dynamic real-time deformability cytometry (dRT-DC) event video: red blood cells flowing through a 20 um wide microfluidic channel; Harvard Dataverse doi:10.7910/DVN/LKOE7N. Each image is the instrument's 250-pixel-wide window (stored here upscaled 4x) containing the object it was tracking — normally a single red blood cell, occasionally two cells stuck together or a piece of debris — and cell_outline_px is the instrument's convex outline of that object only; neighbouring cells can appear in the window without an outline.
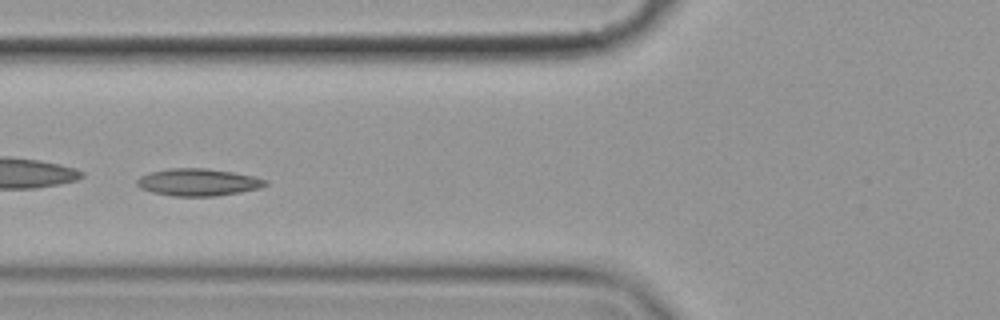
{"species": "common noctule bat (a hibernating species)", "species_latin": "Nyctalus noctula", "temperature_condition": "cold", "stored_images_in_passage": 57, "camera_frame_rate_fps": 3000, "um_per_image_px": 0.085, "animal": {"sex": "female", "body_mass_g": 19.9}, "frame": {"image": 1, "passage_image": 24, "time_ms": 7.667, "image_size_px": [1000, 320], "cell_outline_px": [[268, 184], [260, 188], [240, 192], [216, 196], [172, 196], [152, 192], [140, 188], [136, 184], [136, 180], [140, 176], [152, 172], [168, 168], [204, 168], [232, 172], [252, 176], [268, 180]], "centroid_in_image_um": [16.83, 15.49], "position_along_channel_um": 109.0, "area_um2": 20.35}}
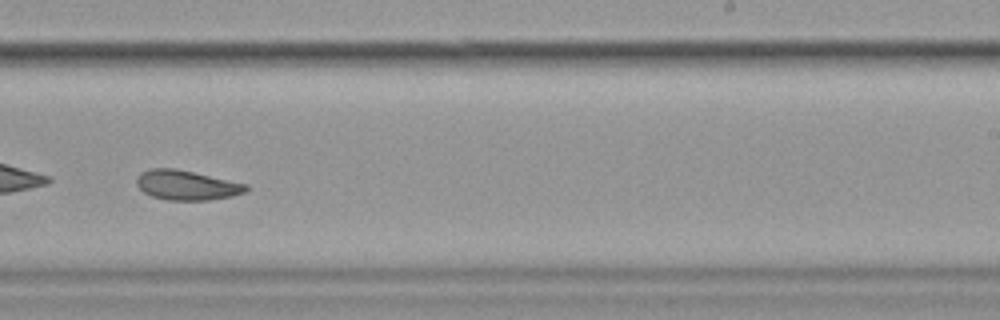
{"frame": {"image": 2, "passage_image": 38, "time_ms": 12.333, "image_size_px": [1000, 320], "cell_outline_px": [[248, 188], [244, 192], [232, 196], [208, 200], [168, 200], [152, 196], [144, 192], [136, 184], [136, 176], [140, 172], [152, 168], [176, 168], [248, 184]], "centroid_in_image_um": [15.84, 15.73], "position_along_channel_um": 273.2, "area_um2": 18.96}}
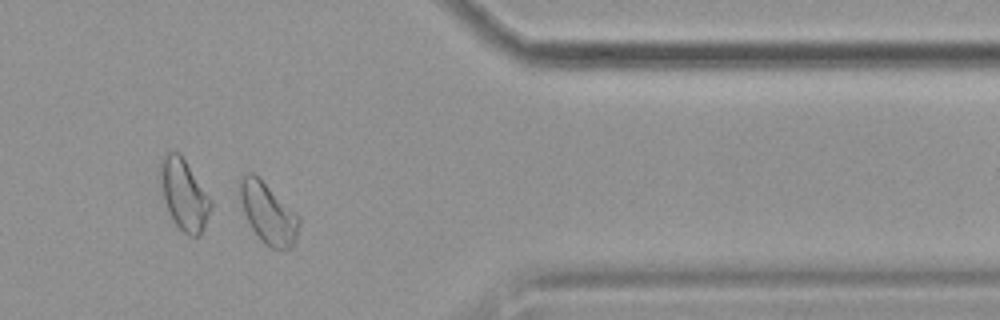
{"frame": {"image": 3, "passage_image": 49, "time_ms": 16.0, "image_size_px": [1000, 320], "cell_outline_px": [[300, 224], [296, 240], [292, 248], [272, 248], [264, 244], [260, 240], [252, 228], [244, 212], [240, 196], [240, 180], [248, 172], [252, 172], [296, 212], [300, 216]], "centroid_in_image_um": [22.83, 18.16], "position_along_channel_um": 388.6, "area_um2": 20.58}, "authors_computed_cell_mechanics": {"area_um2": 20.3456, "velocity_mm_per_s": 3.5236, "shape_relaxation_time_tau1_ms": 9.1594, "shape_relaxation_time_tau2_ms": null, "deformation_change_tau1": 0.1661, "deformation_change_tau2": null}}